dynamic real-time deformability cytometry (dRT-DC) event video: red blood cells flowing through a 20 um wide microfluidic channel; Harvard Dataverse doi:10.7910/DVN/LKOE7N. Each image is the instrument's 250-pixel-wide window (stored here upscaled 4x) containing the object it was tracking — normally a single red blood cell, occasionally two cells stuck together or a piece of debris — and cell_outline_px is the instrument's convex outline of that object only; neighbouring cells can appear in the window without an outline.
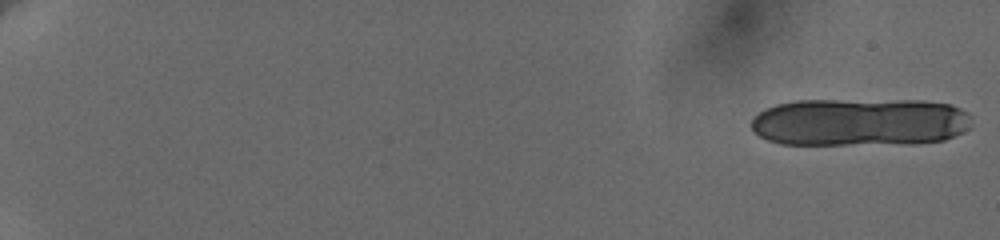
{"species": "human", "species_latin": "Homo sapiens", "temperature_condition": "cold", "stored_images_in_passage": 19, "camera_frame_rate_fps": 3000, "um_per_image_px": 0.085, "donor": {"sex": "female"}, "frame": {"image": 1, "passage_image": 1, "time_ms": 0.0, "image_size_px": [1000, 240], "cell_outline_px": [[972, 124], [968, 128], [944, 140], [916, 144], [780, 144], [768, 140], [760, 136], [752, 128], [752, 116], [764, 108], [776, 104], [796, 100], [924, 100], [952, 104], [968, 112]], "centroid_in_image_um": [73.09, 10.37], "position_along_channel_um": 11.9, "area_um2": 62.37}}